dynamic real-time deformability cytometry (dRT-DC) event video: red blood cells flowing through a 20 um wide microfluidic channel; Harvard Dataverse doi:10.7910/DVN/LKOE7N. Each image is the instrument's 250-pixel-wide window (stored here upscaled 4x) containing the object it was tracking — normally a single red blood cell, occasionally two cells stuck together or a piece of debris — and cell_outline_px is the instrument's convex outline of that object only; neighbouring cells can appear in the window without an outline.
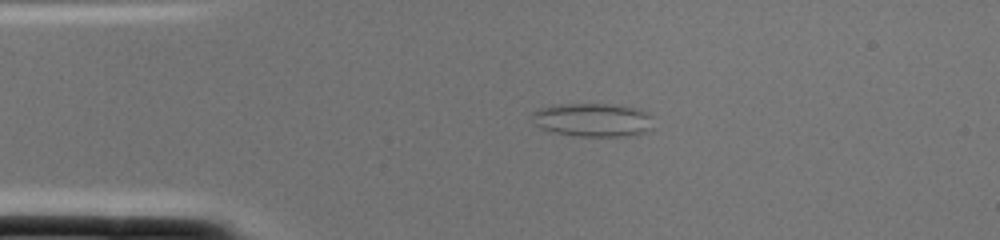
{"species": "common noctule bat (a hibernating species)", "species_latin": "Nyctalus noctula", "temperature_condition": "cold", "stored_images_in_passage": 1, "camera_frame_rate_fps": 3000, "um_per_image_px": 0.085, "animal": {"sex": "female", "body_mass_g": 22.0, "forearm_length_mm": 56.7}, "frame": {"image": 1, "passage_image": 1, "time_ms": 0.0, "image_size_px": [1000, 240], "cell_outline_px": [[652, 128], [644, 132], [632, 136], [572, 136], [552, 132], [540, 128], [536, 124], [532, 116], [532, 112], [540, 108], [556, 104], [604, 104], [636, 108], [648, 112], [652, 116]], "centroid_in_image_um": [50.39, 10.2], "position_along_channel_um": 34.6, "area_um2": 23.81}}